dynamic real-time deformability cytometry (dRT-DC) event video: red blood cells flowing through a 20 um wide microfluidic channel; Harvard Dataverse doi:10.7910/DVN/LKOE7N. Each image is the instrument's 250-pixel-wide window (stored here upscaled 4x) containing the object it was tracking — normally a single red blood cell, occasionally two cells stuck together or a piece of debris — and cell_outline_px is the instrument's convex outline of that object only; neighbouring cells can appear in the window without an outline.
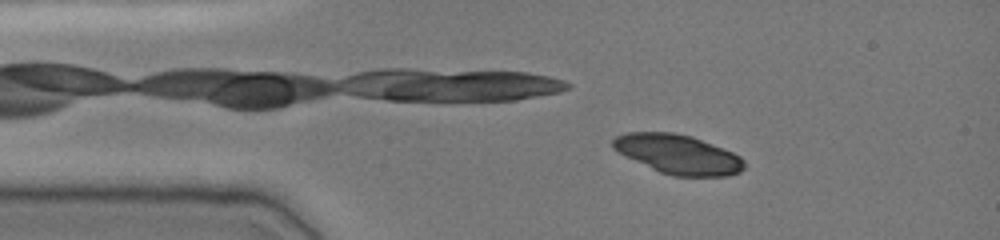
{"species": "common noctule bat (a hibernating species)", "species_latin": "Nyctalus noctula", "temperature_condition": "cold", "stored_images_in_passage": 48, "camera_frame_rate_fps": 3000, "um_per_image_px": 0.085, "animal": {"sex": "female", "body_mass_g": 19.0, "forearm_length_mm": 51.5}, "frame": {"image": 1, "passage_image": 7, "time_ms": 2.0, "image_size_px": [1000, 240], "cell_outline_px": [[744, 168], [740, 172], [728, 176], [672, 176], [660, 172], [624, 156], [612, 148], [612, 140], [616, 136], [624, 132], [672, 132], [692, 136], [732, 152], [740, 156], [744, 160]], "centroid_in_image_um": [57.61, 13.11], "position_along_channel_um": 27.4, "area_um2": 30.17}}